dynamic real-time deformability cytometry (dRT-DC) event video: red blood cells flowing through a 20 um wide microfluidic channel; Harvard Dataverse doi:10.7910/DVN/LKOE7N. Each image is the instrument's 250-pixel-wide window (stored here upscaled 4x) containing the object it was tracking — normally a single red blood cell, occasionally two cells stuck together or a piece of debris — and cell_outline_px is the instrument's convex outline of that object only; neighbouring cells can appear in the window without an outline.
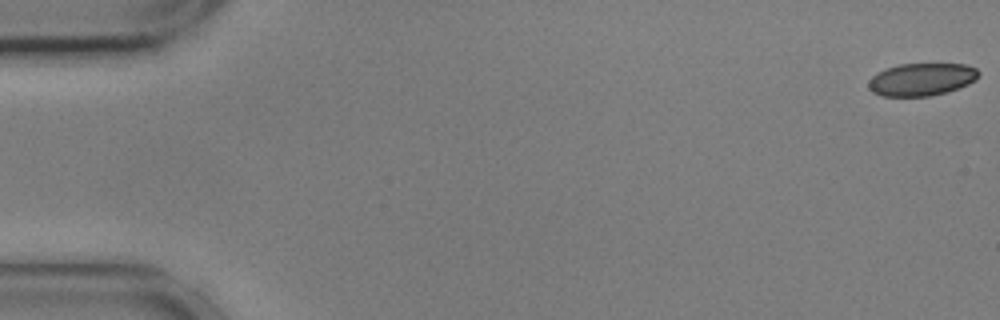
{"species": "common noctule bat (a hibernating species)", "species_latin": "Nyctalus noctula", "temperature_condition": "cold", "stored_images_in_passage": 56, "camera_frame_rate_fps": 3000, "um_per_image_px": 0.085, "animal": {"sex": "male", "body_mass_g": 17.9, "forearm_length_mm": 54.2}, "frame": {"image": 1, "passage_image": 1, "time_ms": 0.0, "image_size_px": [1000, 320], "cell_outline_px": [[980, 72], [976, 80], [968, 84], [948, 92], [928, 96], [884, 96], [872, 92], [868, 88], [868, 80], [876, 72], [884, 68], [900, 64], [964, 64], [976, 68]], "centroid_in_image_um": [78.31, 6.74], "position_along_channel_um": 6.7, "area_um2": 21.1}}
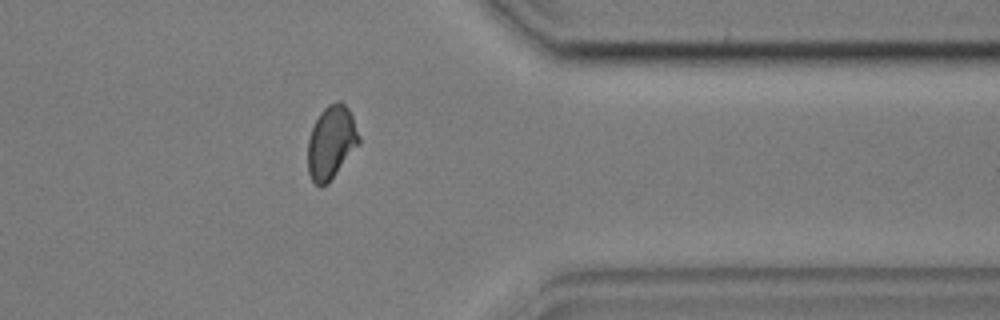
{"frame": {"image": 2, "passage_image": 45, "time_ms": 14.667, "image_size_px": [1000, 320], "cell_outline_px": [[360, 144], [328, 184], [320, 188], [312, 180], [308, 172], [308, 140], [312, 128], [320, 112], [328, 104], [336, 100], [340, 100], [348, 108], [352, 116], [360, 136]], "centroid_in_image_um": [28.17, 12.11], "position_along_channel_um": 383.2, "area_um2": 22.02}}
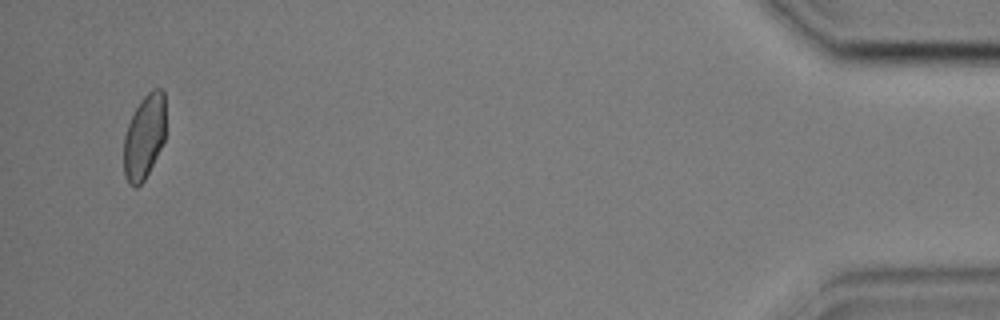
{"frame": {"image": 3, "passage_image": 54, "time_ms": 17.667, "image_size_px": [1000, 320], "cell_outline_px": [[164, 140], [144, 180], [136, 188], [128, 184], [124, 176], [124, 136], [128, 124], [140, 100], [152, 88], [160, 88], [164, 92]], "centroid_in_image_um": [12.24, 11.63], "position_along_channel_um": 423.0, "area_um2": 20.4}}